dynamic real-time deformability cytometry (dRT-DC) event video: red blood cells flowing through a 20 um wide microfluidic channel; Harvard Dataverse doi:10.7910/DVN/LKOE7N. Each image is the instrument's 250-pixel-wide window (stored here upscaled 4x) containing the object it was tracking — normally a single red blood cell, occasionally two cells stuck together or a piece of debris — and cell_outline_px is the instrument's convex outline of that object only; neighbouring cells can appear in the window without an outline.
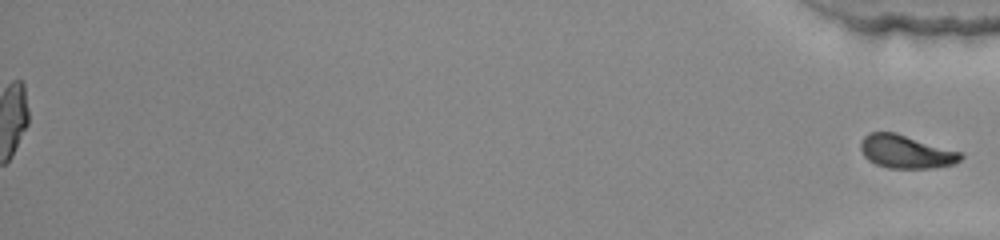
{"species": "common noctule bat (a hibernating species)", "species_latin": "Nyctalus noctula", "temperature_condition": "warm", "stored_images_in_passage": 42, "segment_of_instrument_passage": [2, 2], "camera_frame_rate_fps": 3000, "um_per_image_px": 0.085, "animal": {"sex": "female", "body_mass_g": 22.0, "forearm_length_mm": 56.7}, "frame": {"image": 1, "passage_image": 42, "time_ms": 13.667, "image_size_px": [1000, 240], "cell_outline_px": [[964, 156], [960, 160], [952, 164], [932, 168], [888, 168], [876, 164], [868, 160], [864, 156], [860, 148], [860, 144], [864, 136], [868, 132], [896, 132], [964, 152]], "centroid_in_image_um": [77.03, 12.88], "position_along_channel_um": 358.2, "area_um2": 19.65}}